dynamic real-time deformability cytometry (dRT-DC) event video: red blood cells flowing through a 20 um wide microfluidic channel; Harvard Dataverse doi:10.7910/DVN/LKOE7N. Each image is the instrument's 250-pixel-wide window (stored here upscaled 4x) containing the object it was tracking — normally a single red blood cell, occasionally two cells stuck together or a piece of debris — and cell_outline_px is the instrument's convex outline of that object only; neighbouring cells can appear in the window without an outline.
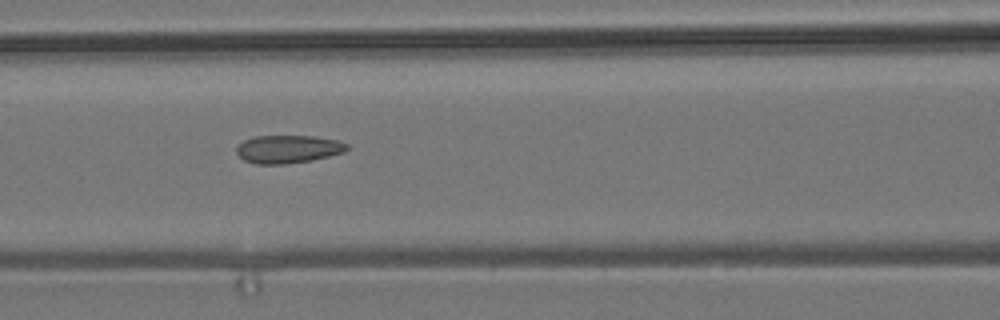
{"species": "common noctule bat (a hibernating species)", "species_latin": "Nyctalus noctula", "temperature_condition": "room temperature", "stored_images_in_passage": 10, "camera_frame_rate_fps": 3000, "um_per_image_px": 0.085, "animal": {"sex": "male", "body_mass_g": 19.2, "forearm_length_mm": 51.8}, "frame": {"image": 1, "passage_image": 9, "time_ms": 9.333, "image_size_px": [1000, 320], "cell_outline_px": [[348, 148], [344, 152], [312, 160], [284, 164], [256, 164], [244, 160], [236, 152], [236, 148], [244, 140], [252, 136], [312, 136], [336, 140], [348, 144]], "centroid_in_image_um": [24.46, 12.67], "position_along_channel_um": 142.1, "area_um2": 17.92}}
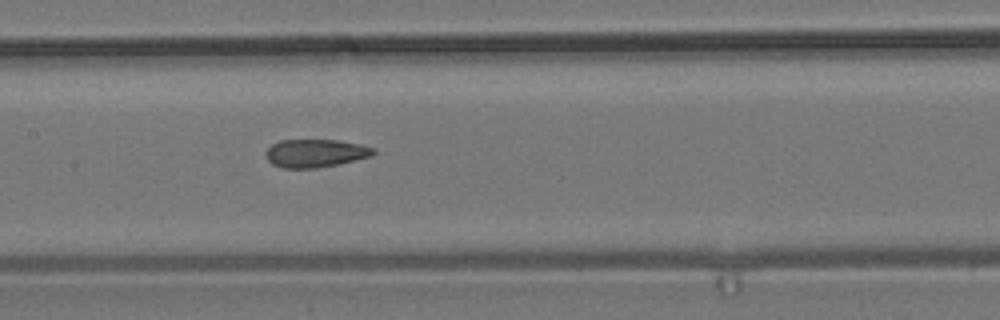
{"frame": {"image": 2, "passage_image": 10, "time_ms": 10.333, "image_size_px": [1000, 320], "cell_outline_px": [[376, 152], [372, 156], [356, 160], [316, 168], [284, 168], [272, 164], [268, 160], [264, 152], [272, 144], [280, 140], [336, 140], [360, 144], [376, 148]], "centroid_in_image_um": [26.82, 13.02], "position_along_channel_um": 180.6, "area_um2": 17.63}}